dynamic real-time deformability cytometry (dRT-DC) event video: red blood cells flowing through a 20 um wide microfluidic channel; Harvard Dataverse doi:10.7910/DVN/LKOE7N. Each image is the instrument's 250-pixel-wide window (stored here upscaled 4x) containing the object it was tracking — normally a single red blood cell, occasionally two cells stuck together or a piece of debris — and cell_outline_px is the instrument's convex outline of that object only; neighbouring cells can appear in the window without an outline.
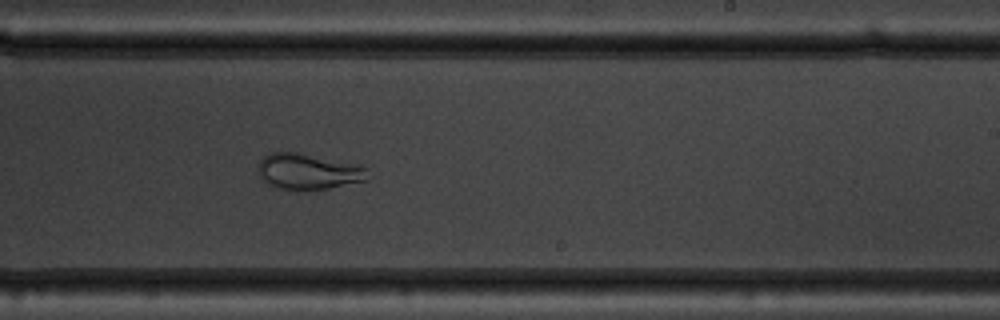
{"species": "common noctule bat (a hibernating species)", "species_latin": "Nyctalus noctula", "temperature_condition": "warm", "stored_images_in_passage": 55, "camera_frame_rate_fps": 3000, "um_per_image_px": 0.085, "animal": {"sex": "male", "body_mass_g": 19.5, "forearm_length_mm": 54.6}, "frame": {"image": 1, "passage_image": 34, "time_ms": 11.0, "image_size_px": [1000, 320], "cell_outline_px": [[368, 180], [328, 188], [280, 188], [268, 184], [256, 172], [256, 168], [260, 160], [264, 156], [272, 152], [296, 152], [360, 164], [368, 168]], "centroid_in_image_um": [26.22, 14.54], "position_along_channel_um": 262.8, "area_um2": 22.72}}
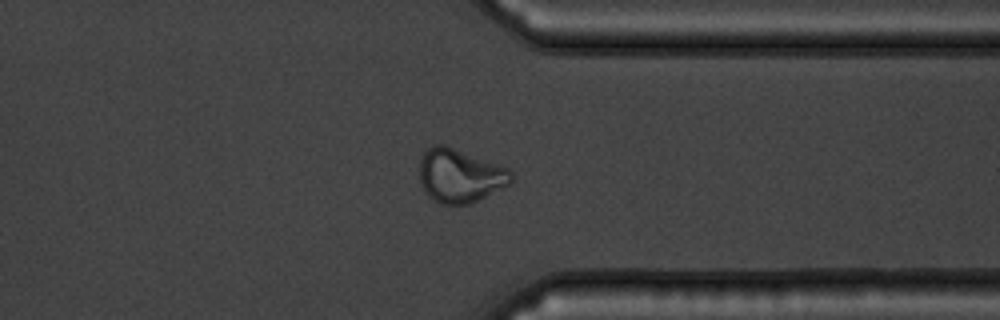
{"frame": {"image": 2, "passage_image": 43, "time_ms": 14.0, "image_size_px": [1000, 320], "cell_outline_px": [[512, 184], [468, 204], [440, 204], [428, 196], [420, 180], [420, 156], [428, 148], [436, 144], [444, 144], [508, 168], [512, 172]], "centroid_in_image_um": [39.1, 14.93], "position_along_channel_um": 372.3, "area_um2": 28.55}}
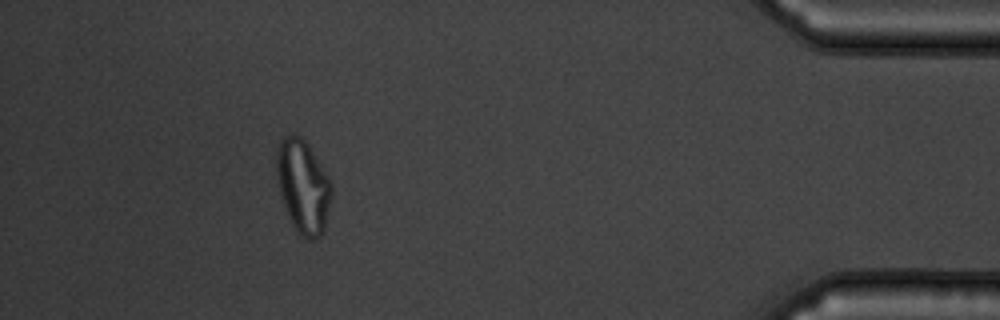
{"frame": {"image": 3, "passage_image": 50, "time_ms": 16.333, "image_size_px": [1000, 320], "cell_outline_px": [[332, 196], [324, 232], [316, 240], [308, 240], [292, 224], [288, 216], [276, 180], [276, 152], [280, 140], [284, 136], [292, 132], [296, 132], [308, 144], [328, 176], [332, 184]], "centroid_in_image_um": [25.76, 15.81], "position_along_channel_um": 409.4, "area_um2": 30.17}, "authors_computed_cell_mechanics": {"area_um2": 29.8248, "velocity_mm_per_s": 3.701, "shape_relaxation_time_tau1_ms": null, "shape_relaxation_time_tau2_ms": 0.9576, "deformation_change_tau1": null, "deformation_change_tau2": 0.0728}}